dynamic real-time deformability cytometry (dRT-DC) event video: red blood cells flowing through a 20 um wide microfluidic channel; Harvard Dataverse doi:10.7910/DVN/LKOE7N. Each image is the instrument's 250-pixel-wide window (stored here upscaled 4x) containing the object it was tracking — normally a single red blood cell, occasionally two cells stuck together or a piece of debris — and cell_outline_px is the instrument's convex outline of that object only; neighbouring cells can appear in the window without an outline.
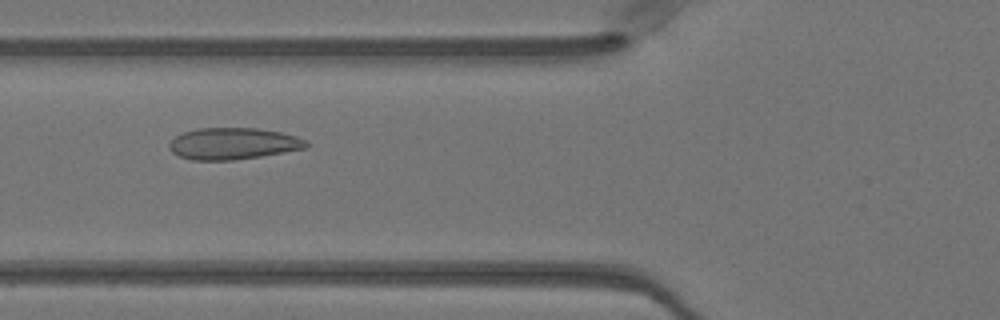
{"species": "Egyptian fruit bat (a non-hibernating species)", "species_latin": "Rousettus aegyptiacus", "temperature_condition": "warm", "stored_images_in_passage": 50, "camera_frame_rate_fps": 3000, "um_per_image_px": 0.085, "animal": {"sex": "female"}, "frame": {"image": 1, "passage_image": 19, "time_ms": 6.0, "image_size_px": [1000, 320], "cell_outline_px": [[308, 148], [260, 156], [232, 160], [192, 160], [180, 156], [172, 152], [168, 148], [168, 144], [176, 136], [184, 132], [196, 128], [256, 128], [280, 132], [296, 136], [308, 140]], "centroid_in_image_um": [19.82, 12.2], "position_along_channel_um": 106.0, "area_um2": 25.26}}
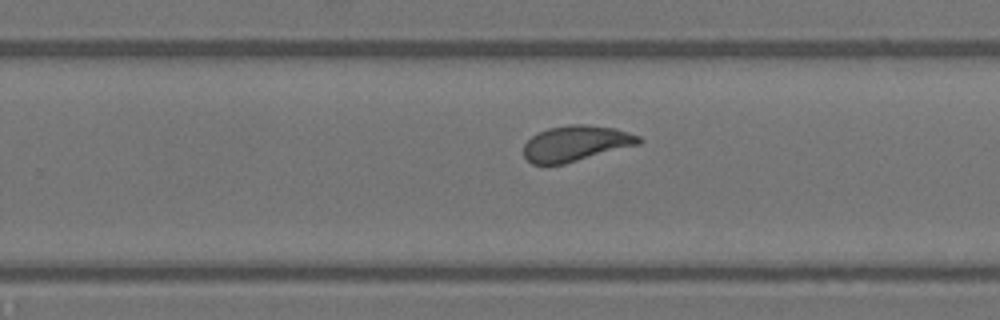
{"frame": {"image": 2, "passage_image": 32, "time_ms": 10.333, "image_size_px": [1000, 320], "cell_outline_px": [[644, 140], [640, 144], [564, 164], [532, 164], [524, 156], [524, 144], [536, 132], [548, 128], [568, 124], [584, 124], [616, 128], [640, 136]], "centroid_in_image_um": [48.96, 12.18], "position_along_channel_um": 280.8, "area_um2": 24.04}}
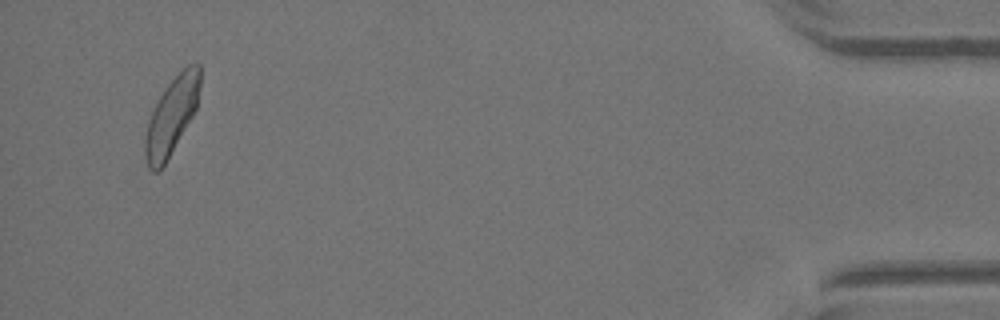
{"frame": {"image": 3, "passage_image": 48, "time_ms": 15.667, "image_size_px": [1000, 320], "cell_outline_px": [[200, 84], [196, 108], [192, 116], [164, 164], [156, 172], [152, 172], [148, 168], [144, 152], [144, 140], [148, 120], [160, 96], [168, 84], [180, 68], [188, 64], [200, 64]], "centroid_in_image_um": [14.57, 9.83], "position_along_channel_um": 420.6, "area_um2": 24.28}, "authors_computed_cell_mechanics": {"area_um2": 24.7962, "velocity_mm_per_s": 4.0374, "shape_relaxation_time_tau1_ms": 5.7269, "shape_relaxation_time_tau2_ms": 0.8374, "deformation_change_tau1": 0.153, "deformation_change_tau2": 0.0604}}